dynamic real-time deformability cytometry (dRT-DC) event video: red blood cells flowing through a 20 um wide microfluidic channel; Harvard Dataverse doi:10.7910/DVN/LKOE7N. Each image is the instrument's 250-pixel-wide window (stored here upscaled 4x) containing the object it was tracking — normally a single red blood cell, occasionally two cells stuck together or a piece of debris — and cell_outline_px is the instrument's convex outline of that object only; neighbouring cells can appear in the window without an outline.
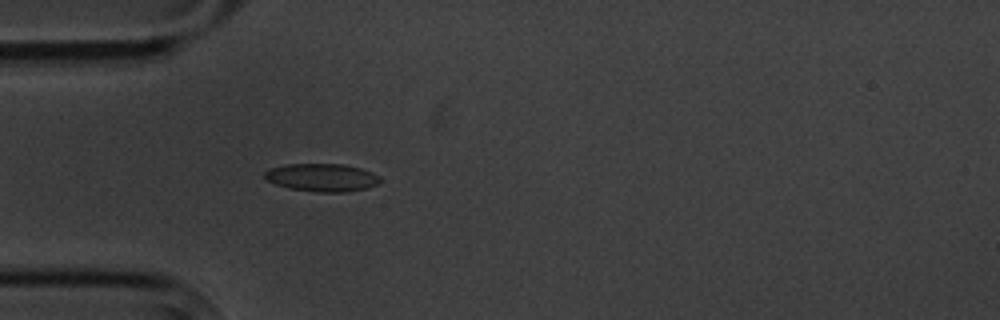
{"species": "common noctule bat (a hibernating species)", "species_latin": "Nyctalus noctula", "temperature_condition": "cold", "stored_images_in_passage": 5, "camera_frame_rate_fps": 3000, "um_per_image_px": 0.085, "animal": {"sex": "male", "body_mass_g": 20.1, "forearm_length_mm": 53.5}, "frame": {"image": 1, "passage_image": 5, "time_ms": 4.667, "image_size_px": [1000, 320], "cell_outline_px": [[380, 180], [376, 184], [368, 188], [344, 192], [316, 192], [288, 188], [276, 184], [268, 180], [264, 176], [264, 172], [268, 168], [284, 164], [344, 164], [360, 168], [372, 172], [380, 176]], "centroid_in_image_um": [27.35, 15.08], "position_along_channel_um": 57.7, "area_um2": 18.84}}